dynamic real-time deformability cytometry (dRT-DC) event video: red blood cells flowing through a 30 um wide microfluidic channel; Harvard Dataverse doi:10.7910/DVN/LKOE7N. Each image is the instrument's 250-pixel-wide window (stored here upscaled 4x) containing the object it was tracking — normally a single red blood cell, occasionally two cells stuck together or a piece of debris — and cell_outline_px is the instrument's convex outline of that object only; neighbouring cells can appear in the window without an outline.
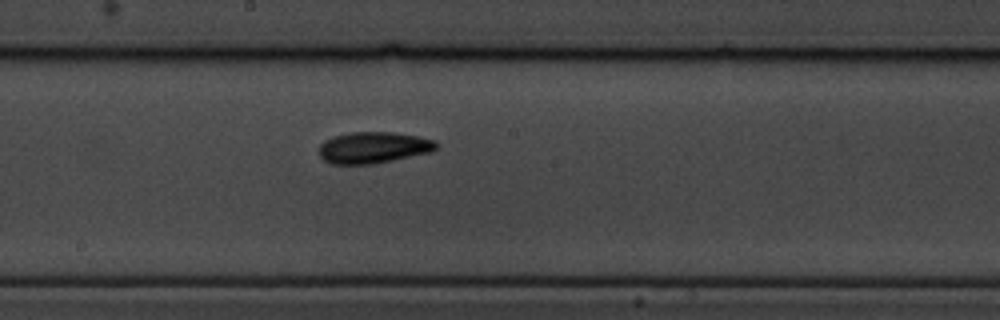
{"species": "common noctule bat (a hibernating species)", "species_latin": "Nyctalus noctula", "temperature_condition": "cold", "stored_images_in_passage": 5, "camera_frame_rate_fps": 3000, "um_per_image_px": 0.085, "animal": {"sex": "male", "body_mass_g": 19.5, "forearm_length_mm": 54.6}, "frame": {"image": 1, "passage_image": 5, "time_ms": 5.333, "image_size_px": [1000, 320], "cell_outline_px": [[436, 148], [432, 152], [376, 164], [332, 164], [324, 160], [320, 156], [320, 144], [324, 140], [332, 136], [352, 132], [392, 132], [416, 136], [436, 140]], "centroid_in_image_um": [31.73, 12.55], "position_along_channel_um": 216.5, "area_um2": 21.56}}